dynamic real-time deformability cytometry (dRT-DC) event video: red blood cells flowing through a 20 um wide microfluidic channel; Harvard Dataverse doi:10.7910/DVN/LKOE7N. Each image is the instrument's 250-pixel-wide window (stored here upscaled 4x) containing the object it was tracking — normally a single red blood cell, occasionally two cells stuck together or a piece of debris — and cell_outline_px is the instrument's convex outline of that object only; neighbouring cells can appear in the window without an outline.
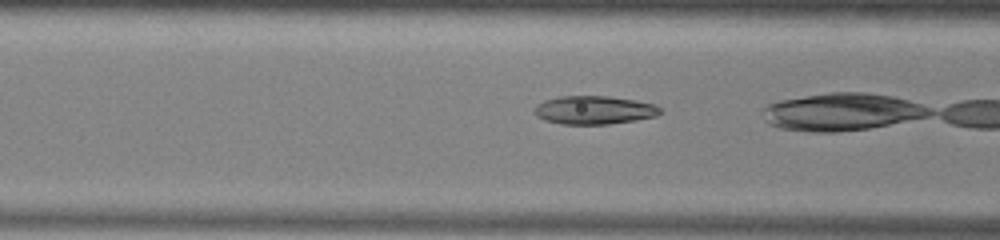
{"species": "common noctule bat (a hibernating species)", "species_latin": "Nyctalus noctula", "temperature_condition": "warm", "stored_images_in_passage": 19, "camera_frame_rate_fps": 3000, "um_per_image_px": 0.085, "animal": {"sex": "male", "body_mass_g": 13.0, "forearm_length_mm": 53.1}, "frame": {"image": 1, "passage_image": 17, "time_ms": 5.333, "image_size_px": [1000, 240], "cell_outline_px": [[660, 112], [656, 116], [636, 120], [608, 124], [564, 124], [544, 120], [536, 116], [532, 112], [536, 104], [544, 100], [560, 96], [608, 96], [636, 100], [656, 104], [660, 108]], "centroid_in_image_um": [50.47, 9.35], "position_along_channel_um": 116.1, "area_um2": 20.92}}